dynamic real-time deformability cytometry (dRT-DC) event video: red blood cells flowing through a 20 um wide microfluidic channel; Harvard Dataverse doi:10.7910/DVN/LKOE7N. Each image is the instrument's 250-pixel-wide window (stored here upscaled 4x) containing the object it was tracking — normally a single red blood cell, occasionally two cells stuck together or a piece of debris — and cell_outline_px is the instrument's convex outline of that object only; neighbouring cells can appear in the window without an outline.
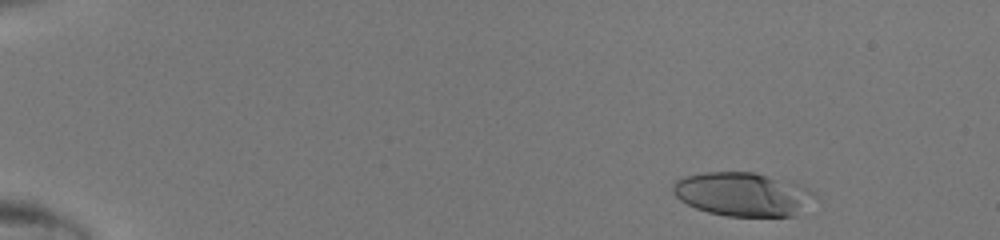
{"species": "human", "species_latin": "Homo sapiens", "temperature_condition": "room temperature", "stored_images_in_passage": 45, "camera_frame_rate_fps": 3000, "um_per_image_px": 0.085, "donor": {"sex": "male"}, "frame": {"image": 1, "passage_image": 3, "time_ms": 0.667, "image_size_px": [1000, 240], "cell_outline_px": [[796, 204], [792, 216], [728, 216], [708, 212], [696, 208], [680, 200], [672, 192], [672, 188], [680, 180], [688, 176], [704, 172], [752, 172], [764, 176], [772, 180]], "centroid_in_image_um": [62.43, 16.53], "position_along_channel_um": 22.6, "area_um2": 30.63}}
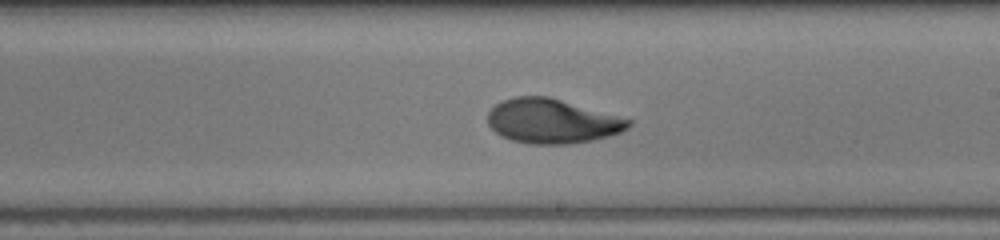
{"frame": {"image": 2, "passage_image": 27, "time_ms": 8.667, "image_size_px": [1000, 240], "cell_outline_px": [[632, 124], [628, 128], [620, 132], [608, 136], [592, 140], [568, 144], [532, 144], [512, 140], [500, 136], [488, 124], [488, 112], [500, 100], [516, 96], [548, 96], [632, 120]], "centroid_in_image_um": [46.9, 10.29], "position_along_channel_um": 242.1, "area_um2": 36.3}}
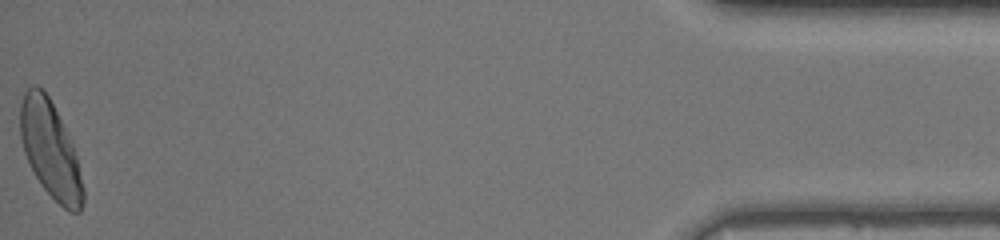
{"frame": {"image": 3, "passage_image": 45, "time_ms": 14.667, "image_size_px": [1000, 240], "cell_outline_px": [[84, 200], [80, 212], [72, 212], [64, 208], [44, 188], [36, 176], [24, 152], [20, 136], [20, 104], [24, 92], [32, 84], [36, 84], [48, 96], [72, 144], [76, 156], [84, 192]], "centroid_in_image_um": [4.26, 12.72], "position_along_channel_um": 430.9, "area_um2": 34.51}}